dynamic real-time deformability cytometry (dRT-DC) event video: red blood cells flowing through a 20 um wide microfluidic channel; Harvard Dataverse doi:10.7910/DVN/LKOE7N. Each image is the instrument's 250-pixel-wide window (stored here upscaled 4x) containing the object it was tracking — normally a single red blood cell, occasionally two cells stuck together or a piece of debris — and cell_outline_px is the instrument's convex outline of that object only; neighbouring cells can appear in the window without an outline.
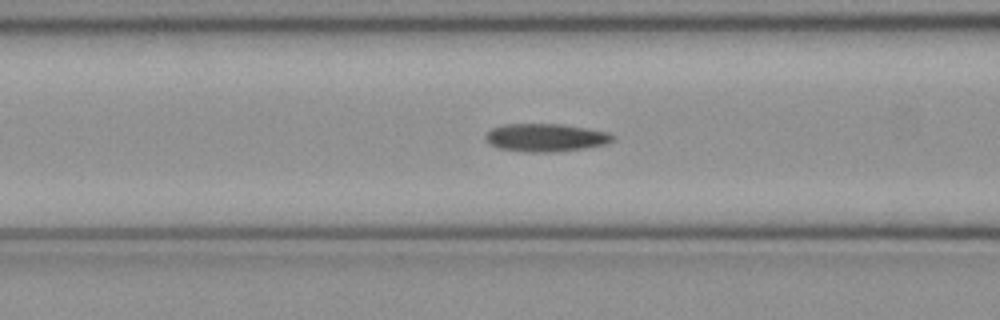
{"species": "common noctule bat (a hibernating species)", "species_latin": "Nyctalus noctula", "temperature_condition": "cold", "stored_images_in_passage": 42, "camera_frame_rate_fps": 3000, "um_per_image_px": 0.085, "animal": {"sex": "female", "body_mass_g": 21.9}, "frame": {"image": 1, "passage_image": 20, "time_ms": 6.333, "image_size_px": [1000, 320], "cell_outline_px": [[616, 140], [608, 144], [588, 148], [556, 152], [528, 152], [500, 148], [484, 140], [484, 136], [492, 128], [504, 124], [560, 124], [608, 132], [616, 136]], "centroid_in_image_um": [46.44, 11.7], "position_along_channel_um": 120.2, "area_um2": 20.87}}
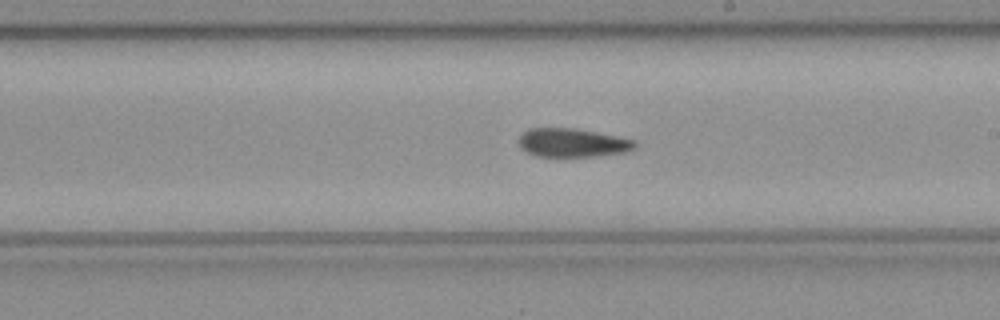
{"frame": {"image": 2, "passage_image": 29, "time_ms": 9.333, "image_size_px": [1000, 320], "cell_outline_px": [[636, 148], [624, 152], [596, 156], [536, 156], [520, 148], [520, 136], [528, 128], [576, 128], [636, 140]], "centroid_in_image_um": [48.67, 12.13], "position_along_channel_um": 240.3, "area_um2": 19.25}}
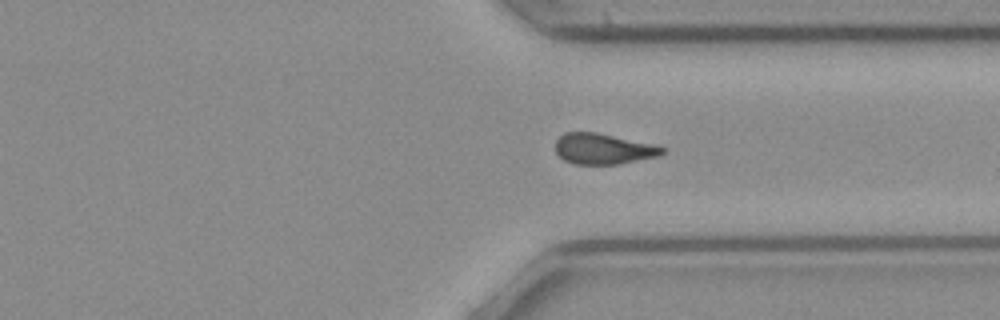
{"frame": {"image": 3, "passage_image": 38, "time_ms": 12.333, "image_size_px": [1000, 320], "cell_outline_px": [[664, 152], [660, 156], [620, 164], [572, 164], [564, 160], [556, 152], [556, 140], [564, 132], [596, 132], [652, 144], [664, 148]], "centroid_in_image_um": [51.26, 12.66], "position_along_channel_um": 360.1, "area_um2": 19.07}}